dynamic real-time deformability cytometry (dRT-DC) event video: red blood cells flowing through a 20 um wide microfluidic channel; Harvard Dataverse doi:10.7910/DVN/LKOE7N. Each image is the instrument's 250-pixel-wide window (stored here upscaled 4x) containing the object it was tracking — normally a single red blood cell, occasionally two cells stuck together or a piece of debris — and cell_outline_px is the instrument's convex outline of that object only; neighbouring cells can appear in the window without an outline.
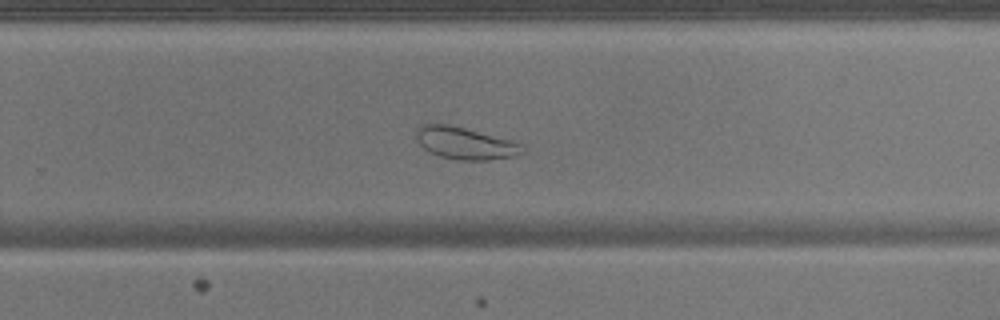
{"species": "common noctule bat (a hibernating species)", "species_latin": "Nyctalus noctula", "temperature_condition": "warm", "stored_images_in_passage": 52, "camera_frame_rate_fps": 3000, "um_per_image_px": 0.085, "animal": {"sex": "male", "body_mass_g": 17.9}, "frame": {"image": 1, "passage_image": 35, "time_ms": 11.333, "image_size_px": [1000, 320], "cell_outline_px": [[524, 152], [516, 156], [488, 160], [456, 160], [440, 156], [428, 152], [420, 144], [416, 136], [416, 128], [420, 124], [448, 124], [512, 140], [524, 144]], "centroid_in_image_um": [39.55, 12.18], "position_along_channel_um": 290.2, "area_um2": 20.0}}
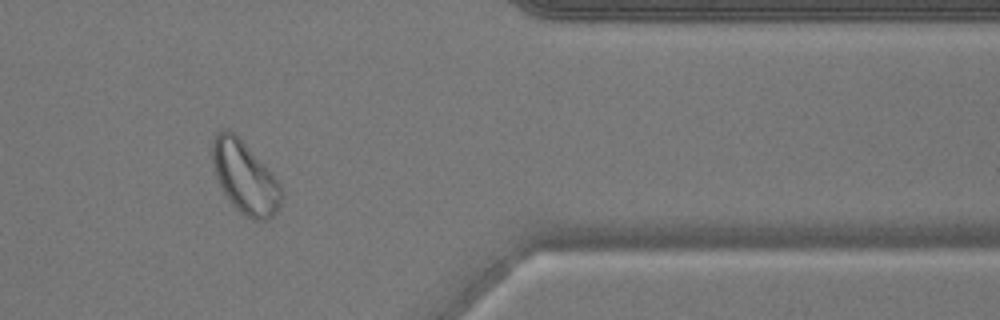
{"frame": {"image": 2, "passage_image": 44, "time_ms": 14.333, "image_size_px": [1000, 320], "cell_outline_px": [[284, 192], [280, 204], [276, 212], [272, 216], [264, 220], [252, 220], [240, 212], [236, 208], [224, 192], [216, 176], [212, 164], [212, 140], [216, 132], [224, 128], [228, 128], [272, 172], [280, 184]], "centroid_in_image_um": [20.82, 15.08], "position_along_channel_um": 390.6, "area_um2": 28.73}}
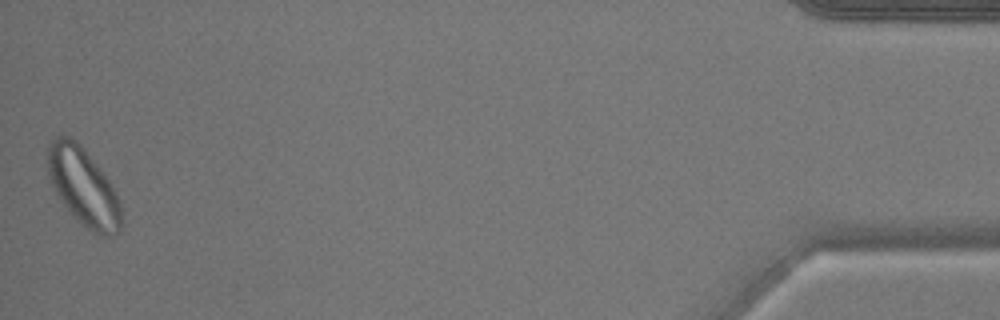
{"frame": {"image": 3, "passage_image": 52, "time_ms": 17.0, "image_size_px": [1000, 320], "cell_outline_px": [[124, 224], [116, 232], [108, 236], [100, 236], [92, 232], [64, 204], [56, 192], [48, 176], [48, 144], [56, 136], [68, 136], [80, 144], [84, 148], [108, 180], [116, 192], [120, 200]], "centroid_in_image_um": [7.12, 15.88], "position_along_channel_um": 428.1, "area_um2": 32.83}}